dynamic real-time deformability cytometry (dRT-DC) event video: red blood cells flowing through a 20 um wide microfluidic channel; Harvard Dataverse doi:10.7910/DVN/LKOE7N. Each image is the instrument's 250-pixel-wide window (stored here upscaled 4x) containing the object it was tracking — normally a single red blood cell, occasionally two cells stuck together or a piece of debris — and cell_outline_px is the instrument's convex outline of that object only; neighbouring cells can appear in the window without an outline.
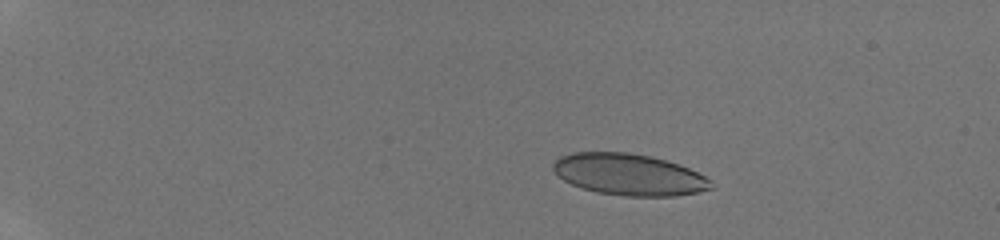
{"species": "human", "species_latin": "Homo sapiens", "temperature_condition": "room temperature", "stored_images_in_passage": 12, "camera_frame_rate_fps": 3000, "um_per_image_px": 0.085, "donor": {"sex": "male"}, "frame": {"image": 1, "passage_image": 4, "time_ms": 3.333, "image_size_px": [1000, 240], "cell_outline_px": [[712, 188], [700, 192], [676, 196], [624, 196], [596, 192], [580, 188], [564, 180], [552, 168], [552, 164], [560, 156], [572, 152], [628, 152], [652, 156], [668, 160], [680, 164], [712, 180]], "centroid_in_image_um": [53.48, 14.83], "position_along_channel_um": 31.5, "area_um2": 38.44}}
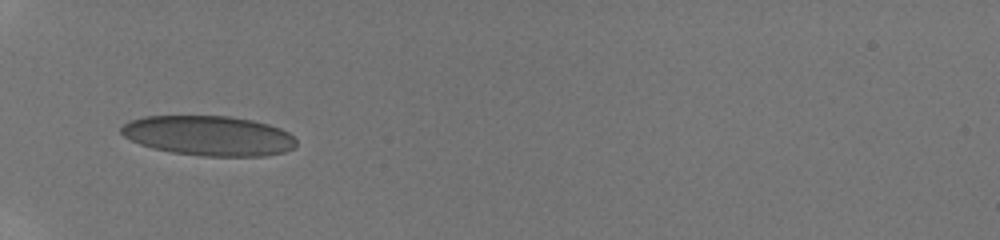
{"frame": {"image": 2, "passage_image": 9, "time_ms": 6.667, "image_size_px": [1000, 240], "cell_outline_px": [[296, 144], [292, 148], [284, 152], [264, 156], [204, 156], [172, 152], [152, 148], [140, 144], [124, 136], [120, 132], [120, 128], [128, 120], [144, 116], [228, 116], [252, 120], [268, 124], [280, 128], [288, 132], [296, 140]], "centroid_in_image_um": [17.72, 11.53], "position_along_channel_um": 67.3, "area_um2": 40.69}}
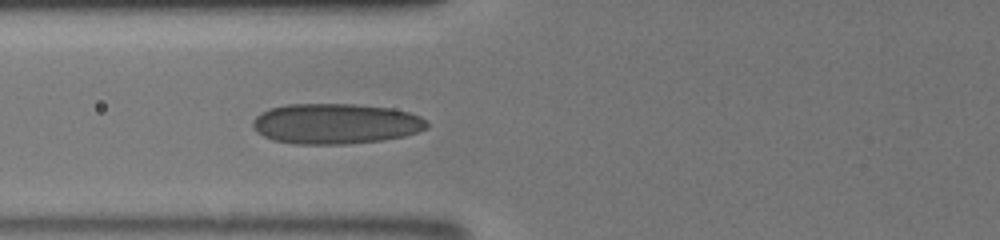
{"frame": {"image": 3, "passage_image": 12, "time_ms": 7.667, "image_size_px": [1000, 240], "cell_outline_px": [[428, 128], [404, 136], [380, 140], [344, 144], [296, 144], [272, 140], [256, 132], [252, 128], [252, 120], [260, 112], [268, 108], [288, 104], [356, 104], [392, 108], [408, 112], [420, 116], [428, 120]], "centroid_in_image_um": [28.5, 10.51], "position_along_channel_um": 97.3, "area_um2": 41.33}}